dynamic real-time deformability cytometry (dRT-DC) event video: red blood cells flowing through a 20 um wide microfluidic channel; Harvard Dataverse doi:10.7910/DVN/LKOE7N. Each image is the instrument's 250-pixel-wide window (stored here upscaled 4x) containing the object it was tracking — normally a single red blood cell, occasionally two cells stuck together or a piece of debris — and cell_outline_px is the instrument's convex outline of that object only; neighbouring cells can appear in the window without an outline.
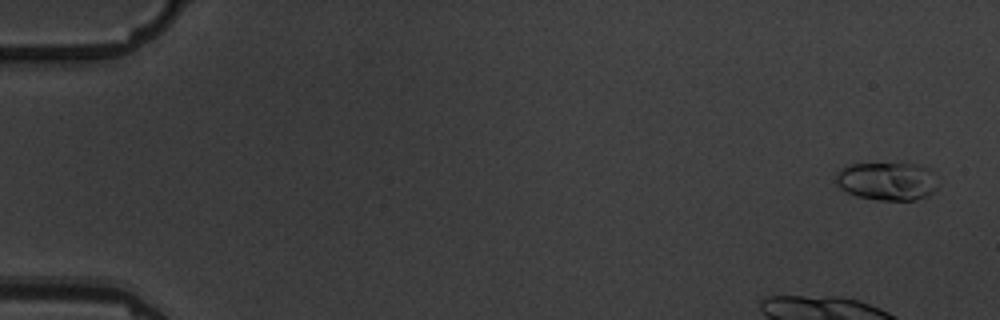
{"species": "common noctule bat (a hibernating species)", "species_latin": "Nyctalus noctula", "temperature_condition": "warm", "stored_images_in_passage": 7, "camera_frame_rate_fps": 3000, "um_per_image_px": 0.085, "animal": {"sex": "male", "body_mass_g": 19.5, "forearm_length_mm": 54.6}, "frame": {"image": 1, "passage_image": 1, "time_ms": 0.0, "image_size_px": [1000, 320], "cell_outline_px": [[936, 188], [928, 196], [916, 200], [876, 200], [856, 196], [840, 188], [836, 184], [836, 172], [840, 168], [852, 164], [916, 164], [928, 168]], "centroid_in_image_um": [75.33, 15.41], "position_along_channel_um": 9.7, "area_um2": 22.43}}